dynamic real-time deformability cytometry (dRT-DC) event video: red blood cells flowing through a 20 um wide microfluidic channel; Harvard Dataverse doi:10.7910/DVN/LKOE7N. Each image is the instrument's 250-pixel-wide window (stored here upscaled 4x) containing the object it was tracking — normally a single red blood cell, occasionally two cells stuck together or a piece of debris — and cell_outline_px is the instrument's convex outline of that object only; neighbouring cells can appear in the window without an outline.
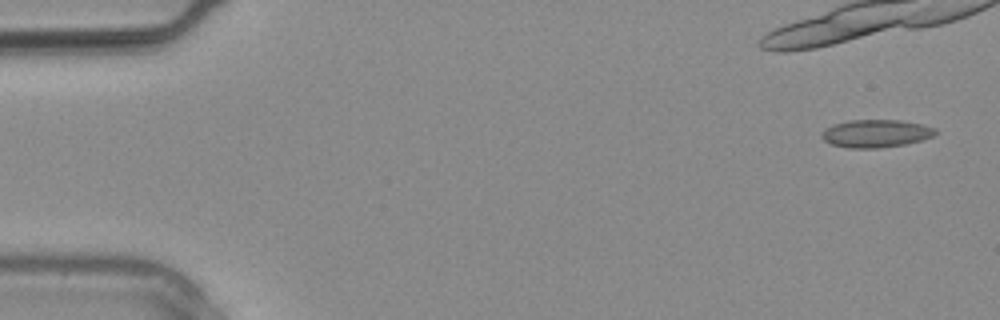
{"species": "common noctule bat (a hibernating species)", "species_latin": "Nyctalus noctula", "temperature_condition": "warm", "stored_images_in_passage": 3, "camera_frame_rate_fps": 3000, "um_per_image_px": 0.085, "animal": {"sex": "male", "body_mass_g": 20.4}, "frame": {"image": 1, "passage_image": 1, "time_ms": 0.0, "image_size_px": [1000, 320], "cell_outline_px": [[936, 132], [932, 136], [924, 140], [904, 144], [880, 148], [848, 148], [832, 144], [824, 140], [820, 136], [820, 132], [824, 128], [832, 124], [848, 120], [900, 120], [920, 124], [936, 128]], "centroid_in_image_um": [74.4, 11.34], "position_along_channel_um": 10.6, "area_um2": 18.55}}